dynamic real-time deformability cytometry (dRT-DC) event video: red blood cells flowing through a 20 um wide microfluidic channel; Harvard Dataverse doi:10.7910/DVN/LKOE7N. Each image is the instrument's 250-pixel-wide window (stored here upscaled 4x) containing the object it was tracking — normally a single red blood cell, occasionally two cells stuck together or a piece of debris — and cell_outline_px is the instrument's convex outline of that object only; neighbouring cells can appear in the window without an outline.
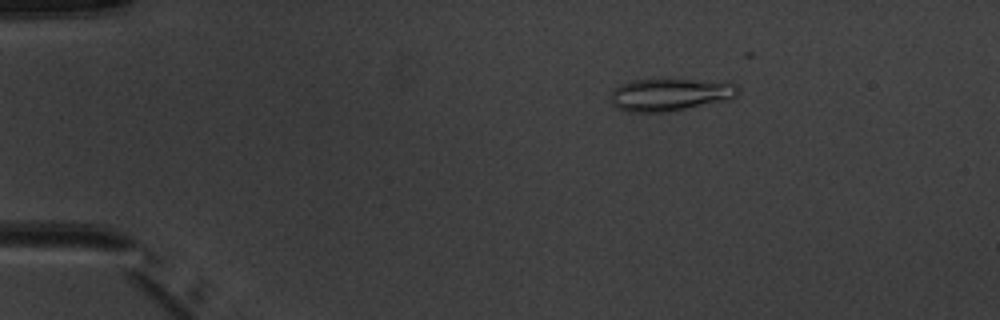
{"species": "common noctule bat (a hibernating species)", "species_latin": "Nyctalus noctula", "temperature_condition": "warm", "stored_images_in_passage": 3, "camera_frame_rate_fps": 3000, "um_per_image_px": 0.085, "animal": {"sex": "male", "body_mass_g": 20.1, "forearm_length_mm": 53.5}, "frame": {"image": 1, "passage_image": 1, "time_ms": 0.0, "image_size_px": [1000, 320], "cell_outline_px": [[740, 88], [736, 96], [720, 100], [684, 108], [664, 112], [628, 112], [616, 108], [612, 104], [612, 92], [620, 84], [632, 80], [728, 80], [736, 84]], "centroid_in_image_um": [56.95, 8.02], "position_along_channel_um": 28.0, "area_um2": 23.76}}
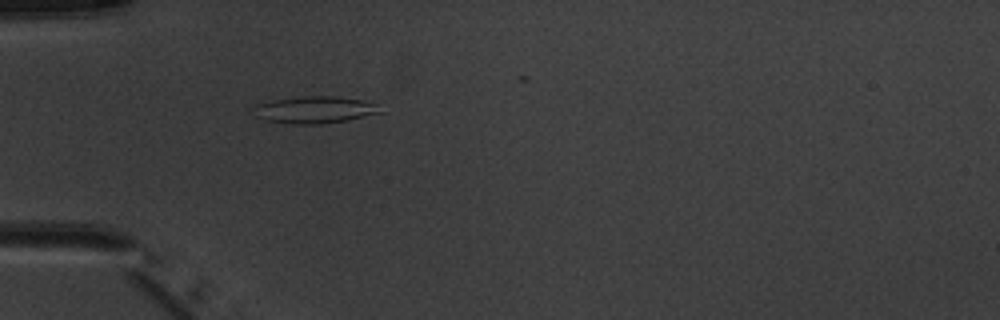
{"frame": {"image": 2, "passage_image": 3, "time_ms": 2.333, "image_size_px": [1000, 320], "cell_outline_px": [[384, 112], [348, 120], [320, 124], [296, 124], [268, 120], [256, 116], [252, 108], [256, 104], [272, 100], [304, 96], [336, 96], [364, 100], [376, 104]], "centroid_in_image_um": [26.78, 9.32], "position_along_channel_um": 58.2, "area_um2": 19.88}}